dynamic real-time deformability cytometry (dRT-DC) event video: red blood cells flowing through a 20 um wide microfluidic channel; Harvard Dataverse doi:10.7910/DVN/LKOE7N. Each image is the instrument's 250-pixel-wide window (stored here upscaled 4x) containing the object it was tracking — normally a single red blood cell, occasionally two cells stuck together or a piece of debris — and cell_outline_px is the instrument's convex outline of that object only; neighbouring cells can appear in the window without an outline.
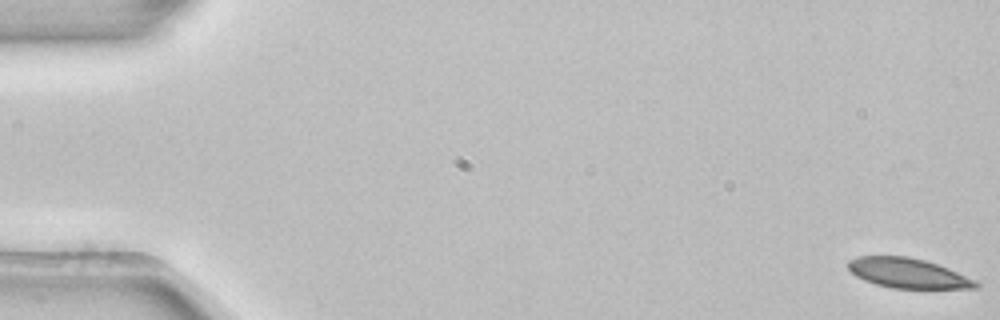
{"species": "common noctule bat (a hibernating species)", "species_latin": "Nyctalus noctula", "temperature_condition": "room temperature", "stored_images_in_passage": 4, "camera_frame_rate_fps": 3000, "um_per_image_px": 0.085, "animal": {"sex": "female", "body_mass_g": 22.7, "forearm_length_mm": 54.2}, "frame": {"image": 1, "passage_image": 1, "time_ms": 0.0, "image_size_px": [1000, 320], "cell_outline_px": [[980, 288], [892, 288], [876, 284], [864, 280], [856, 276], [848, 268], [848, 260], [856, 256], [908, 256], [924, 260], [948, 268], [980, 284]], "centroid_in_image_um": [77.11, 23.21], "position_along_channel_um": 7.9, "area_um2": 21.91}}
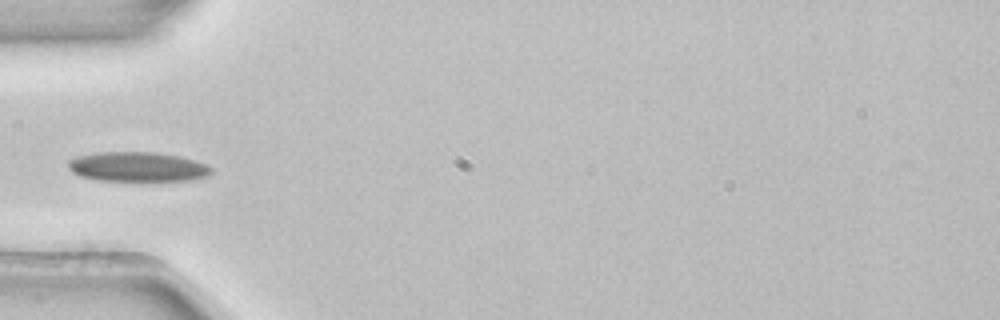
{"frame": {"image": 2, "passage_image": 4, "time_ms": 1.0, "image_size_px": [1000, 320], "cell_outline_px": [[212, 172], [208, 176], [192, 180], [100, 180], [80, 176], [72, 172], [68, 168], [68, 160], [76, 156], [96, 152], [156, 152], [180, 156], [204, 164], [212, 168]], "centroid_in_image_um": [11.66, 14.17], "position_along_channel_um": 73.3, "area_um2": 24.62}}